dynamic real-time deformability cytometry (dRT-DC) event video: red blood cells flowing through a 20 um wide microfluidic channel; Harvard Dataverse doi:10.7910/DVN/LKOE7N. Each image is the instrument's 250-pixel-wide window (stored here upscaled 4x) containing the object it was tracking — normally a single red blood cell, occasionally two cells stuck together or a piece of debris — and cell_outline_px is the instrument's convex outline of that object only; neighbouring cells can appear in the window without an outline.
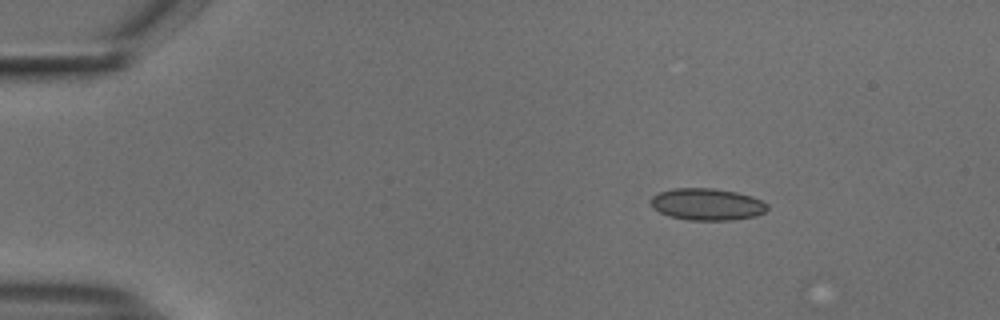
{"species": "common noctule bat (a hibernating species)", "species_latin": "Nyctalus noctula", "temperature_condition": "cold", "stored_images_in_passage": 46, "camera_frame_rate_fps": 3000, "um_per_image_px": 0.085, "animal": {"sex": "male", "body_mass_g": 18.8}, "frame": {"image": 1, "passage_image": 1, "time_ms": 0.0, "image_size_px": [1000, 320], "cell_outline_px": [[768, 208], [764, 212], [756, 216], [732, 220], [688, 220], [668, 216], [652, 208], [652, 196], [660, 192], [672, 188], [712, 188], [736, 192], [752, 196], [768, 204]], "centroid_in_image_um": [60.1, 17.37], "position_along_channel_um": 24.9, "area_um2": 21.68}}
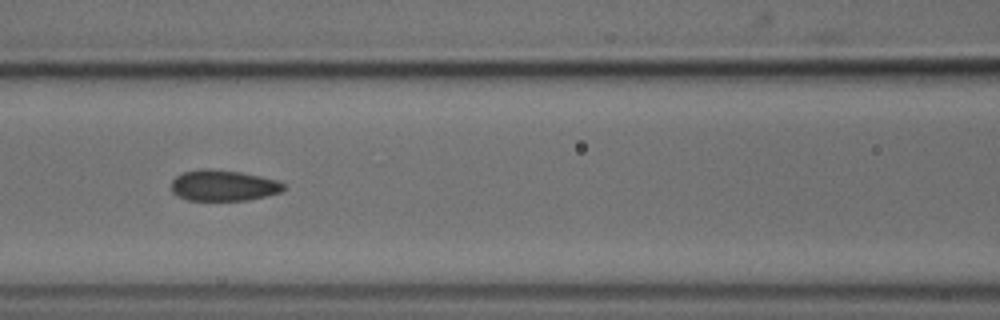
{"frame": {"image": 2, "passage_image": 17, "time_ms": 5.333, "image_size_px": [1000, 320], "cell_outline_px": [[288, 188], [280, 192], [248, 200], [188, 200], [172, 192], [172, 180], [176, 176], [184, 172], [200, 168], [208, 168], [240, 172], [260, 176], [276, 180], [284, 184]], "centroid_in_image_um": [18.99, 15.76], "position_along_channel_um": 147.6, "area_um2": 20.17}}
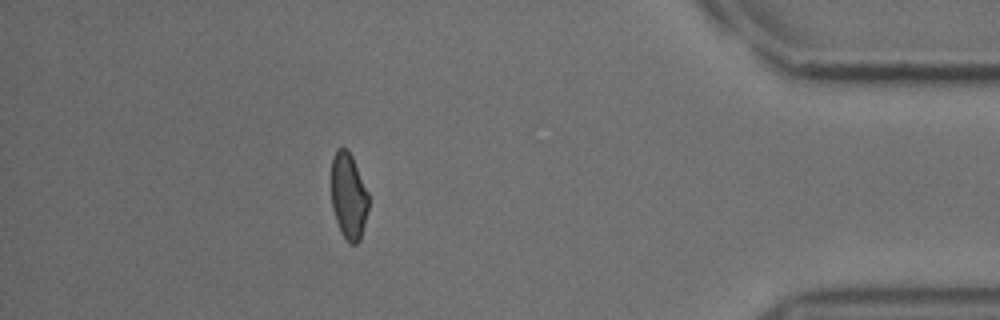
{"frame": {"image": 3, "passage_image": 41, "time_ms": 13.333, "image_size_px": [1000, 320], "cell_outline_px": [[368, 208], [360, 240], [356, 244], [348, 244], [340, 232], [332, 208], [332, 156], [336, 148], [348, 148], [352, 156], [368, 192]], "centroid_in_image_um": [29.62, 16.67], "position_along_channel_um": 405.6, "area_um2": 18.79}}